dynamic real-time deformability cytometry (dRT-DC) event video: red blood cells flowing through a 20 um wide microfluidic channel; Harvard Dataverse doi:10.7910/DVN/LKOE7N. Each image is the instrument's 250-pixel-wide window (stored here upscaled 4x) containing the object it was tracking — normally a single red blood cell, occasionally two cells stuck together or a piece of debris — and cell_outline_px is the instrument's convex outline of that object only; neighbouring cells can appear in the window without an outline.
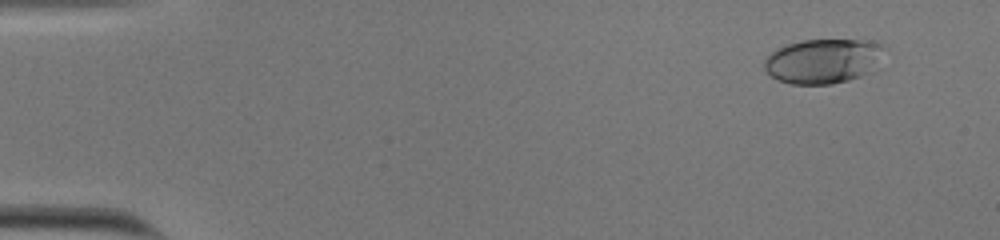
{"species": "human", "species_latin": "Homo sapiens", "temperature_condition": "cold", "stored_images_in_passage": 45, "camera_frame_rate_fps": 3000, "um_per_image_px": 0.085, "donor": {"sex": "male"}, "frame": {"image": 1, "passage_image": 1, "time_ms": 0.0, "image_size_px": [1000, 240], "cell_outline_px": [[888, 48], [860, 76], [848, 80], [832, 84], [792, 84], [780, 80], [764, 72], [764, 60], [776, 48], [788, 44], [804, 40], [856, 40], [880, 44]], "centroid_in_image_um": [69.87, 5.18], "position_along_channel_um": 15.1, "area_um2": 30.46}}
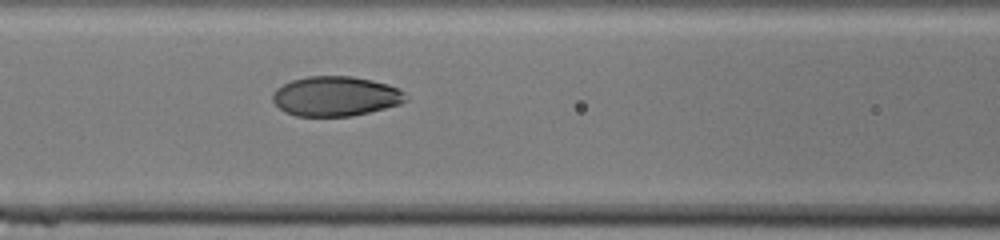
{"frame": {"image": 2, "passage_image": 21, "time_ms": 6.667, "image_size_px": [1000, 240], "cell_outline_px": [[408, 100], [400, 104], [352, 116], [296, 116], [284, 112], [272, 100], [272, 96], [276, 88], [292, 80], [308, 76], [352, 76], [372, 80], [388, 84], [400, 88], [404, 92]], "centroid_in_image_um": [28.54, 8.18], "position_along_channel_um": 138.1, "area_um2": 30.92}}
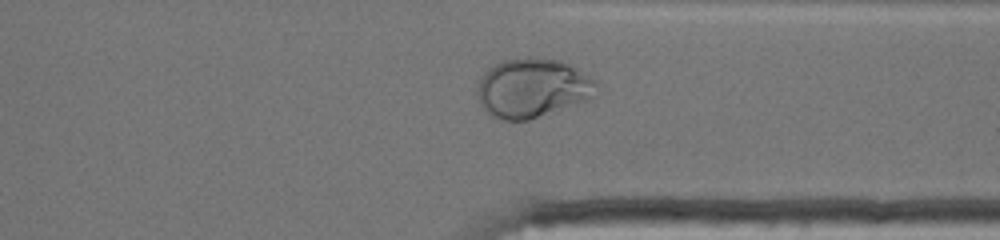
{"frame": {"image": 3, "passage_image": 39, "time_ms": 12.667, "image_size_px": [1000, 240], "cell_outline_px": [[596, 96], [588, 100], [528, 120], [504, 120], [488, 116], [480, 104], [476, 92], [476, 88], [484, 72], [488, 68], [504, 60], [532, 56], [560, 60], [572, 64], [588, 76], [596, 84]], "centroid_in_image_um": [45.23, 7.48], "position_along_channel_um": 366.2, "area_um2": 41.38}, "authors_computed_cell_mechanics": {"area_um2": 30.8074, "velocity_mm_per_s": 3.8052, "shape_relaxation_time_tau1_ms": 7.2406, "shape_relaxation_time_tau2_ms": null, "deformation_change_tau1": 0.2283, "deformation_change_tau2": null}}